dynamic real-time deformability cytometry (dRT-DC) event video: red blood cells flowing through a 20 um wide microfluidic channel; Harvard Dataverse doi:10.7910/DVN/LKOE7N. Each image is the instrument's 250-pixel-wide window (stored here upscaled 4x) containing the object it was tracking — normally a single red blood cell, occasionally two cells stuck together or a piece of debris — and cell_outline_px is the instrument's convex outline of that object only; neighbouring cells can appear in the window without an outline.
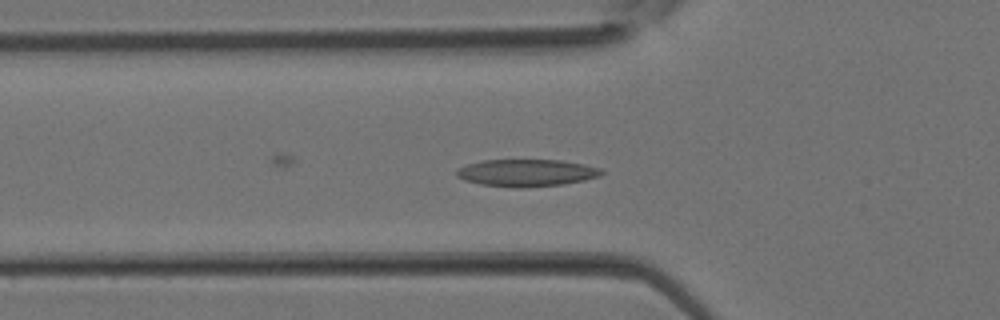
{"species": "Egyptian fruit bat (a non-hibernating species)", "species_latin": "Rousettus aegyptiacus", "temperature_condition": "room temperature", "stored_images_in_passage": 32, "camera_frame_rate_fps": 3000, "um_per_image_px": 0.085, "animal": {"sex": "female"}, "frame": {"image": 1, "passage_image": 7, "time_ms": 2.0, "image_size_px": [1000, 320], "cell_outline_px": [[604, 172], [600, 176], [584, 180], [560, 184], [524, 188], [512, 188], [480, 184], [464, 180], [456, 176], [456, 168], [468, 164], [484, 160], [560, 160], [584, 164], [600, 168]], "centroid_in_image_um": [44.73, 14.69], "position_along_channel_um": 81.1, "area_um2": 23.0}}
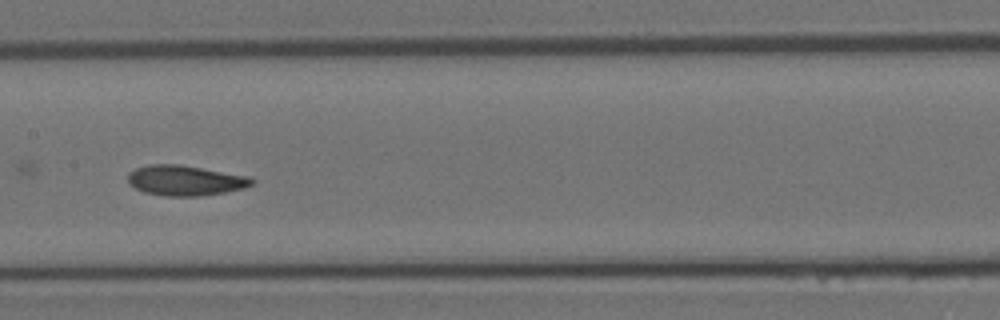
{"frame": {"image": 2, "passage_image": 13, "time_ms": 4.0, "image_size_px": [1000, 320], "cell_outline_px": [[256, 180], [252, 184], [244, 188], [224, 192], [200, 196], [164, 196], [144, 192], [128, 184], [128, 172], [136, 168], [148, 164], [180, 164], [248, 176]], "centroid_in_image_um": [15.72, 15.33], "position_along_channel_um": 191.7, "area_um2": 21.91}}
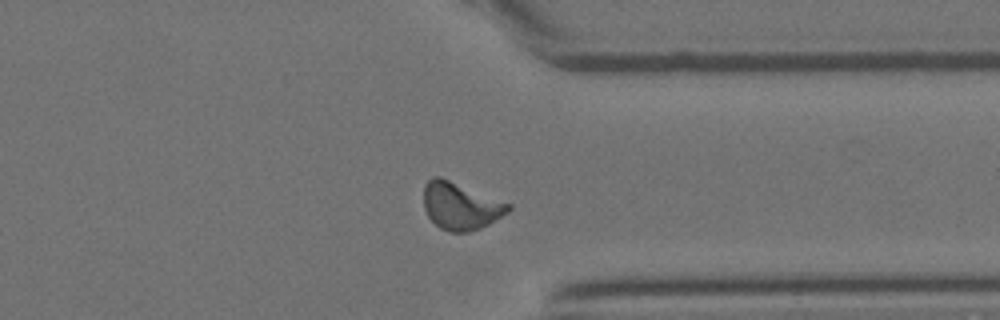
{"frame": {"image": 3, "passage_image": 23, "time_ms": 7.333, "image_size_px": [1000, 320], "cell_outline_px": [[512, 208], [508, 212], [488, 224], [480, 228], [468, 232], [448, 232], [440, 228], [428, 216], [424, 208], [424, 184], [432, 176], [440, 176], [512, 204]], "centroid_in_image_um": [39.14, 17.5], "position_along_channel_um": 372.3, "area_um2": 23.35}}